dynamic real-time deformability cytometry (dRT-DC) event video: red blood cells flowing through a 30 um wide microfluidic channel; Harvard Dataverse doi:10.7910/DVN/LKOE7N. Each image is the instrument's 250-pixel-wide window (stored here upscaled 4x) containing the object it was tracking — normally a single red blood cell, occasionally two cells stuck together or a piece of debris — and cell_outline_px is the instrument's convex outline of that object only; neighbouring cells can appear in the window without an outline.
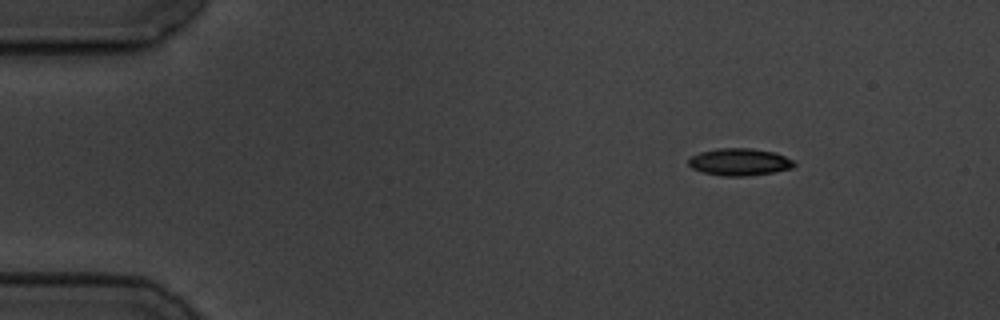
{"species": "common noctule bat (a hibernating species)", "species_latin": "Nyctalus noctula", "temperature_condition": "cold", "stored_images_in_passage": 5, "camera_frame_rate_fps": 3000, "um_per_image_px": 0.085, "animal": {"sex": "male", "body_mass_g": 19.5, "forearm_length_mm": 54.6}, "frame": {"image": 1, "passage_image": 1, "time_ms": 0.0, "image_size_px": [1000, 320], "cell_outline_px": [[796, 164], [792, 168], [772, 172], [748, 176], [724, 176], [704, 172], [692, 168], [688, 164], [688, 160], [692, 156], [700, 152], [716, 148], [748, 148], [776, 152], [792, 160]], "centroid_in_image_um": [62.85, 13.76], "position_along_channel_um": 22.1, "area_um2": 16.65}}
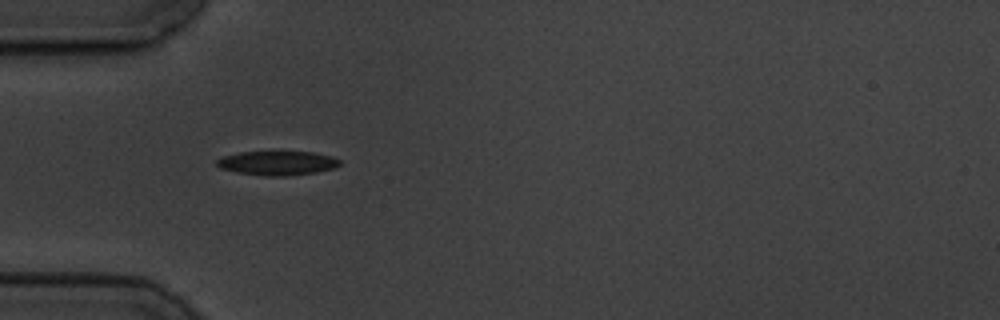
{"frame": {"image": 2, "passage_image": 4, "time_ms": 3.333, "image_size_px": [1000, 320], "cell_outline_px": [[340, 164], [332, 168], [316, 172], [284, 176], [264, 176], [236, 172], [220, 168], [216, 164], [216, 160], [224, 156], [240, 152], [280, 148], [312, 152], [332, 156], [340, 160]], "centroid_in_image_um": [23.55, 13.8], "position_along_channel_um": 61.4, "area_um2": 18.21}}
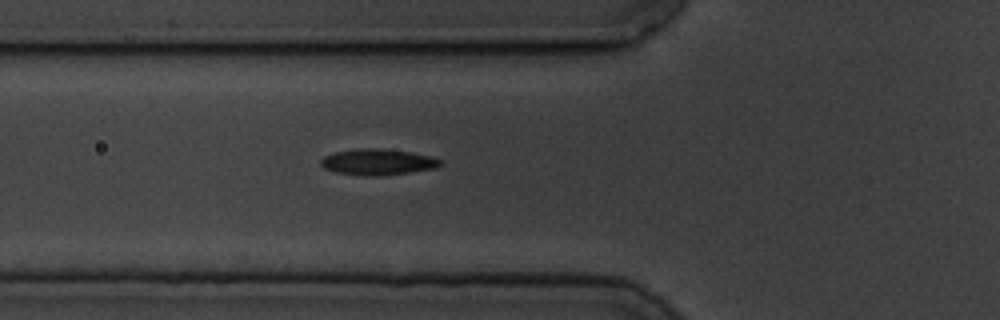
{"frame": {"image": 3, "passage_image": 5, "time_ms": 4.333, "image_size_px": [1000, 320], "cell_outline_px": [[444, 164], [436, 168], [412, 172], [376, 176], [364, 176], [336, 172], [324, 168], [320, 164], [320, 160], [324, 156], [336, 152], [356, 148], [380, 148], [412, 152], [432, 156], [440, 160]], "centroid_in_image_um": [32.13, 13.76], "position_along_channel_um": 93.7, "area_um2": 18.32}}